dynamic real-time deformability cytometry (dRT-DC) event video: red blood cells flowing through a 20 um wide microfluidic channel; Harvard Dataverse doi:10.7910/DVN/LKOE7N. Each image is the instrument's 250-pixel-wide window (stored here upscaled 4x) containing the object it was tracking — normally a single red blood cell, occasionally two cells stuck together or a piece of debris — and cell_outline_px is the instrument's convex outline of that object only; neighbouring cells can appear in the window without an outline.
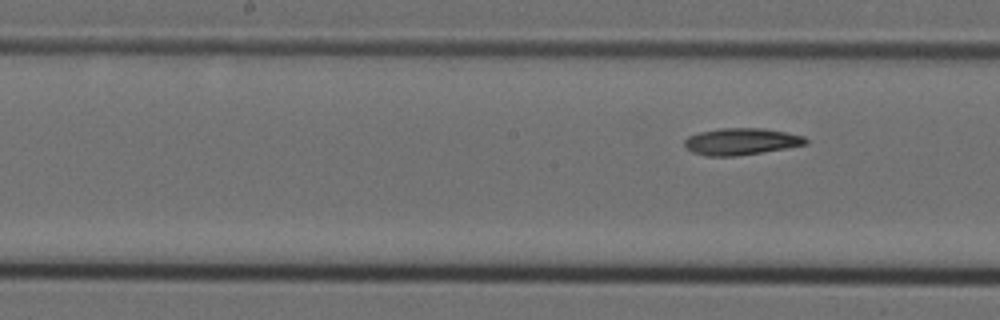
{"species": "Egyptian fruit bat (a non-hibernating species)", "species_latin": "Rousettus aegyptiacus", "temperature_condition": "cold", "stored_images_in_passage": 10, "segment_of_instrument_passage": [2, 2], "camera_frame_rate_fps": 3000, "um_per_image_px": 0.085, "animal": {"sex": "female"}, "frame": {"image": 1, "passage_image": 10, "time_ms": 3.0, "image_size_px": [1000, 320], "cell_outline_px": [[808, 144], [788, 148], [736, 156], [704, 156], [692, 152], [684, 148], [684, 140], [688, 136], [700, 132], [720, 128], [764, 128], [804, 136], [808, 140]], "centroid_in_image_um": [62.98, 12.03], "position_along_channel_um": 185.2, "area_um2": 19.07}}